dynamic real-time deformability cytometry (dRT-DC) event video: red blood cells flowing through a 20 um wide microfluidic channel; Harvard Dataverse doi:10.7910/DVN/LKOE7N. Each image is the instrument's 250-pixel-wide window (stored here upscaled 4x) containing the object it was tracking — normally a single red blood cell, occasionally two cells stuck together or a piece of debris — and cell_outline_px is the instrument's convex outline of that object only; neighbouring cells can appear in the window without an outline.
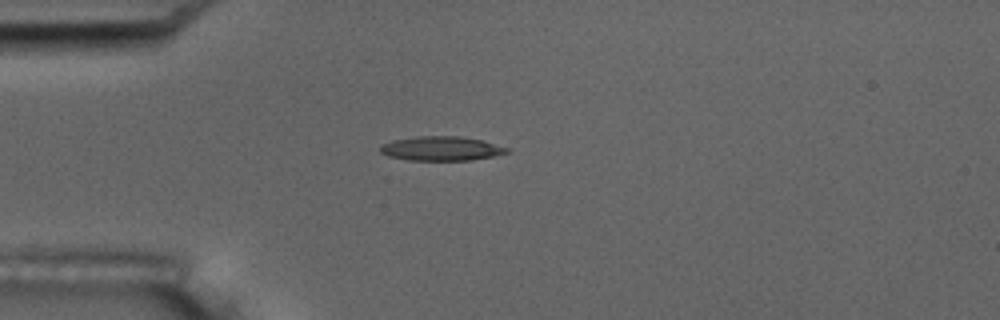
{"species": "common noctule bat (a hibernating species)", "species_latin": "Nyctalus noctula", "temperature_condition": "room temperature", "stored_images_in_passage": 3, "camera_frame_rate_fps": 3000, "um_per_image_px": 0.085, "animal": {"sex": "male", "body_mass_g": 17.5, "forearm_length_mm": 52.3}, "frame": {"image": 1, "passage_image": 3, "time_ms": 3.0, "image_size_px": [1000, 320], "cell_outline_px": [[508, 152], [496, 156], [472, 160], [408, 160], [388, 156], [380, 152], [380, 144], [392, 140], [416, 136], [460, 136], [480, 140], [508, 148]], "centroid_in_image_um": [37.47, 12.62], "position_along_channel_um": 47.5, "area_um2": 17.92}}